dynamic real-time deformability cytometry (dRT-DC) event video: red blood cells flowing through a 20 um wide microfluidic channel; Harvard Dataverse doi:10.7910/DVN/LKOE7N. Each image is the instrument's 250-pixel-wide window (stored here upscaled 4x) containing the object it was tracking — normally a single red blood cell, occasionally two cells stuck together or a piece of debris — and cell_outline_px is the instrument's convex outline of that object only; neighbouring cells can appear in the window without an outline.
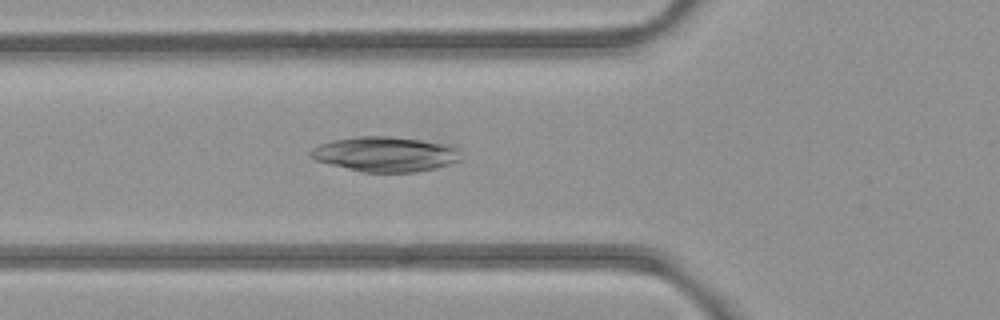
{"species": "common noctule bat (a hibernating species)", "species_latin": "Nyctalus noctula", "temperature_condition": "room temperature", "stored_images_in_passage": 40, "camera_frame_rate_fps": 3000, "um_per_image_px": 0.085, "animal": {"sex": "female", "body_mass_g": 21.9}, "frame": {"image": 1, "passage_image": 12, "time_ms": 3.667, "image_size_px": [1000, 320], "cell_outline_px": [[460, 160], [436, 168], [416, 172], [364, 172], [316, 160], [308, 152], [312, 148], [320, 144], [332, 140], [356, 136], [392, 136], [448, 144], [456, 148]], "centroid_in_image_um": [32.74, 13.09], "position_along_channel_um": 93.1, "area_um2": 30.29}}
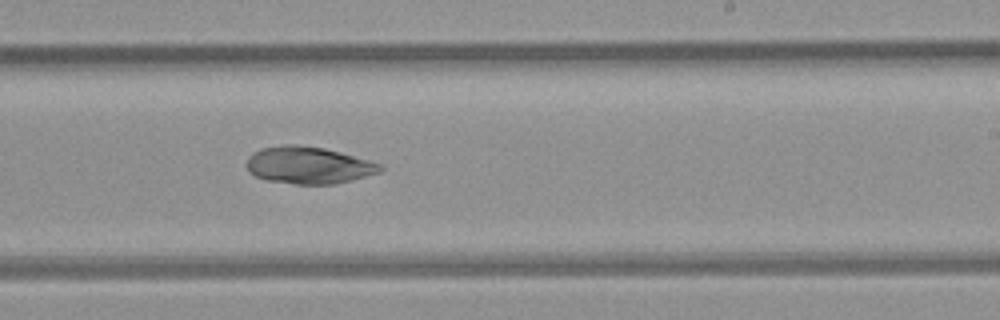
{"frame": {"image": 2, "passage_image": 25, "time_ms": 8.0, "image_size_px": [1000, 320], "cell_outline_px": [[384, 168], [380, 172], [352, 180], [332, 184], [296, 184], [264, 180], [248, 172], [248, 156], [252, 152], [260, 148], [288, 144], [292, 144], [324, 148], [340, 152], [384, 164]], "centroid_in_image_um": [26.23, 14.04], "position_along_channel_um": 262.8, "area_um2": 28.96}}
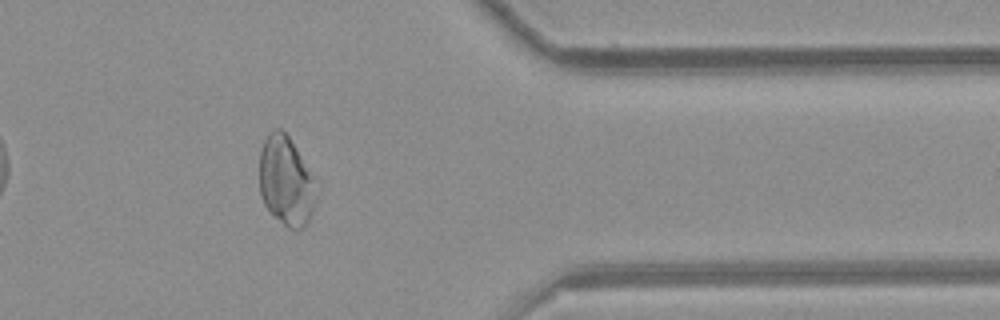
{"frame": {"image": 3, "passage_image": 36, "time_ms": 11.667, "image_size_px": [1000, 320], "cell_outline_px": [[320, 192], [312, 212], [304, 228], [288, 228], [268, 212], [264, 204], [260, 192], [260, 148], [264, 140], [276, 128], [280, 128], [288, 136], [300, 156]], "centroid_in_image_um": [24.31, 15.44], "position_along_channel_um": 387.1, "area_um2": 29.36}}